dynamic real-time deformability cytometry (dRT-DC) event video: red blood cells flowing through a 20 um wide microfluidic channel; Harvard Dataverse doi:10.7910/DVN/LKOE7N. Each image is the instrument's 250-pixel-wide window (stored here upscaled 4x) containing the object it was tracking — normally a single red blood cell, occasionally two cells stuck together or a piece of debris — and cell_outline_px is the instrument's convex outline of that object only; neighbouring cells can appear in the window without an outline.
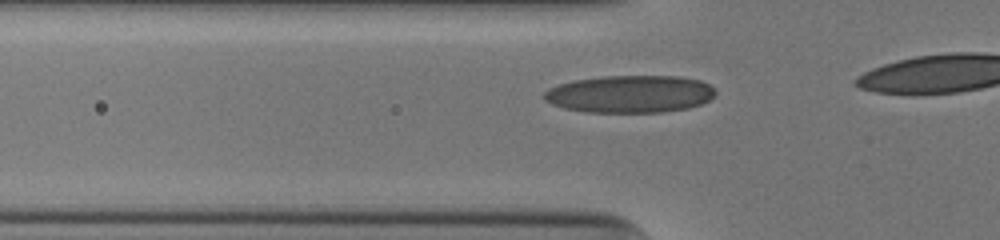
{"species": "human", "species_latin": "Homo sapiens", "temperature_condition": "cold", "stored_images_in_passage": 14, "camera_frame_rate_fps": 3000, "um_per_image_px": 0.085, "donor": {"sex": "male"}, "frame": {"image": 1, "passage_image": 8, "time_ms": 2.333, "image_size_px": [1000, 240], "cell_outline_px": [[716, 92], [708, 100], [700, 104], [688, 108], [664, 112], [588, 112], [564, 108], [552, 104], [544, 100], [544, 92], [548, 88], [560, 84], [576, 80], [600, 76], [680, 76], [700, 80], [708, 84]], "centroid_in_image_um": [53.54, 7.99], "position_along_channel_um": 72.3, "area_um2": 37.28}}
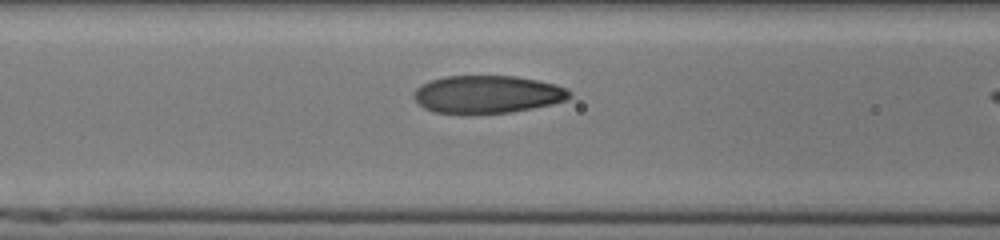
{"frame": {"image": 2, "passage_image": 12, "time_ms": 3.667, "image_size_px": [1000, 240], "cell_outline_px": [[572, 96], [568, 100], [552, 104], [512, 112], [468, 116], [460, 116], [432, 112], [424, 108], [412, 96], [412, 92], [416, 88], [432, 80], [444, 76], [516, 76], [556, 84], [572, 92]], "centroid_in_image_um": [41.4, 8.06], "position_along_channel_um": 125.2, "area_um2": 35.14}}